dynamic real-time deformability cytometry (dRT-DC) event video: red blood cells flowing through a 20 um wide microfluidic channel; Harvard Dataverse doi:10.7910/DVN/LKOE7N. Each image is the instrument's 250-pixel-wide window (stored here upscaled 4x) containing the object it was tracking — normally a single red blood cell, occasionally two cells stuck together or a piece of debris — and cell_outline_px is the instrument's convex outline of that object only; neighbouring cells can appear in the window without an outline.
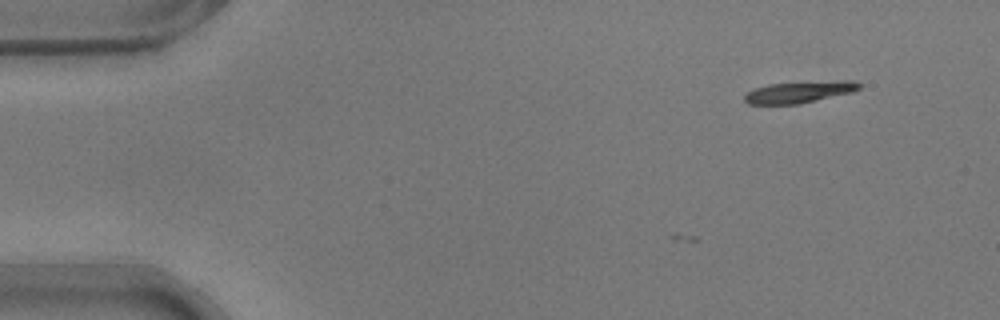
{"species": "common noctule bat (a hibernating species)", "species_latin": "Nyctalus noctula", "temperature_condition": "warm", "stored_images_in_passage": 9, "camera_frame_rate_fps": 3000, "um_per_image_px": 0.085, "animal": {"sex": "male", "body_mass_g": 17.9}, "frame": {"image": 1, "passage_image": 1, "time_ms": 0.0, "image_size_px": [1000, 320], "cell_outline_px": [[860, 88], [852, 92], [796, 104], [748, 104], [744, 100], [744, 96], [752, 88], [768, 84], [840, 80], [856, 80], [860, 84]], "centroid_in_image_um": [67.92, 7.81], "position_along_channel_um": 17.1, "area_um2": 14.33}}